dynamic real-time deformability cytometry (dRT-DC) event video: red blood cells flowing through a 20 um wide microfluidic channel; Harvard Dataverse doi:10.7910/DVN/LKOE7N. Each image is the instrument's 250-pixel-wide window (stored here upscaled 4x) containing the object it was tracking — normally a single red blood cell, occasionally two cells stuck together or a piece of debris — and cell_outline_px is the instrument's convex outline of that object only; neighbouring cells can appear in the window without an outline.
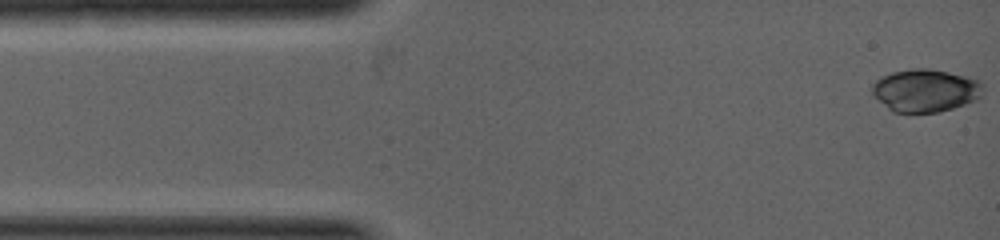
{"species": "common noctule bat (a hibernating species)", "species_latin": "Nyctalus noctula", "temperature_condition": "warm", "stored_images_in_passage": 6, "camera_frame_rate_fps": 5000, "um_per_image_px": 0.085, "animal": {"sex": "female", "body_mass_g": 19.0, "forearm_length_mm": 53.3}, "frame": {"image": 1, "passage_image": 1, "time_ms": 0.0, "image_size_px": [1000, 240], "cell_outline_px": [[984, 88], [980, 96], [976, 100], [952, 108], [936, 112], [892, 112], [872, 92], [872, 84], [880, 76], [892, 72], [912, 68], [928, 68], [948, 72], [980, 80], [984, 84]], "centroid_in_image_um": [78.67, 7.67], "position_along_channel_um": 6.3, "area_um2": 27.51}}
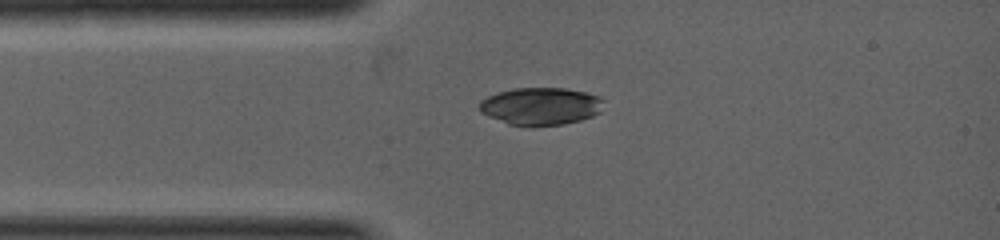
{"frame": {"image": 2, "passage_image": 4, "time_ms": 1.4, "image_size_px": [1000, 240], "cell_outline_px": [[604, 100], [600, 112], [592, 116], [580, 120], [560, 124], [532, 128], [508, 124], [488, 116], [480, 112], [480, 100], [496, 92], [512, 88], [564, 88], [584, 92], [600, 96]], "centroid_in_image_um": [45.94, 9.04], "position_along_channel_um": 39.1, "area_um2": 27.51}}
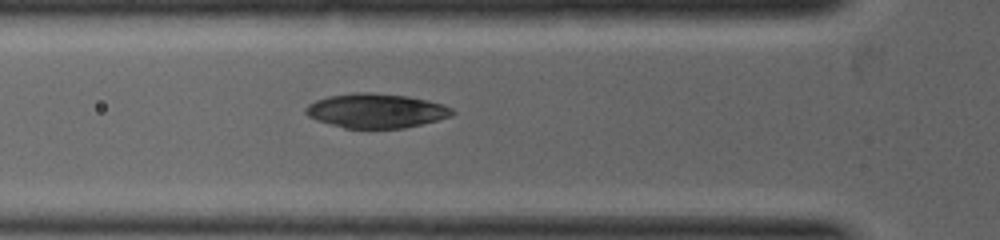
{"frame": {"image": 3, "passage_image": 6, "time_ms": 2.2, "image_size_px": [1000, 240], "cell_outline_px": [[456, 112], [452, 116], [404, 128], [344, 128], [316, 120], [308, 116], [304, 112], [304, 108], [308, 104], [316, 100], [328, 96], [356, 92], [372, 92], [408, 96], [428, 100], [444, 104], [452, 108]], "centroid_in_image_um": [31.96, 9.4], "position_along_channel_um": 93.8, "area_um2": 29.48}}